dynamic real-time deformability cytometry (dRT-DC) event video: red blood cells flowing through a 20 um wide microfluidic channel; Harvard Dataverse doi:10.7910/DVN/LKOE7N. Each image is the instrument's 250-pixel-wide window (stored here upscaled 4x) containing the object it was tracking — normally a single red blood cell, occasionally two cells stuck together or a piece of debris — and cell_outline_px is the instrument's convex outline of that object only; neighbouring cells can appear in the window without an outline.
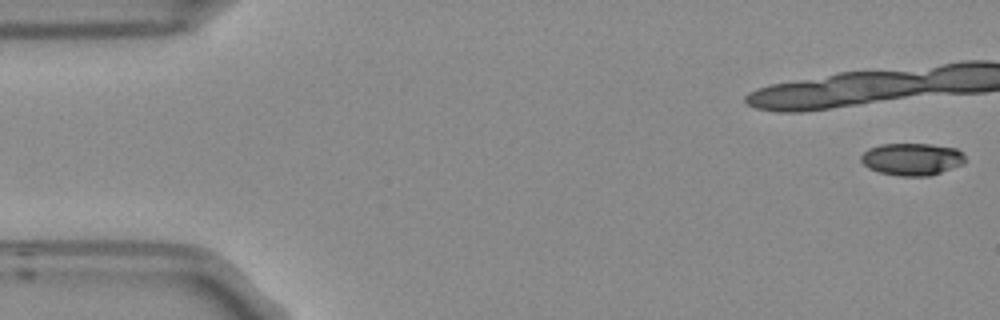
{"species": "Egyptian fruit bat (a non-hibernating species)", "species_latin": "Rousettus aegyptiacus", "temperature_condition": "room temperature", "stored_images_in_passage": 7, "camera_frame_rate_fps": 3000, "um_per_image_px": 0.085, "frame": {"image": 1, "passage_image": 1, "time_ms": 0.0, "image_size_px": [1000, 320], "cell_outline_px": [[968, 160], [964, 164], [928, 176], [900, 176], [880, 172], [868, 168], [860, 160], [860, 156], [868, 148], [880, 144], [932, 144], [956, 148]], "centroid_in_image_um": [77.52, 13.52], "position_along_channel_um": 7.5, "area_um2": 19.65}}
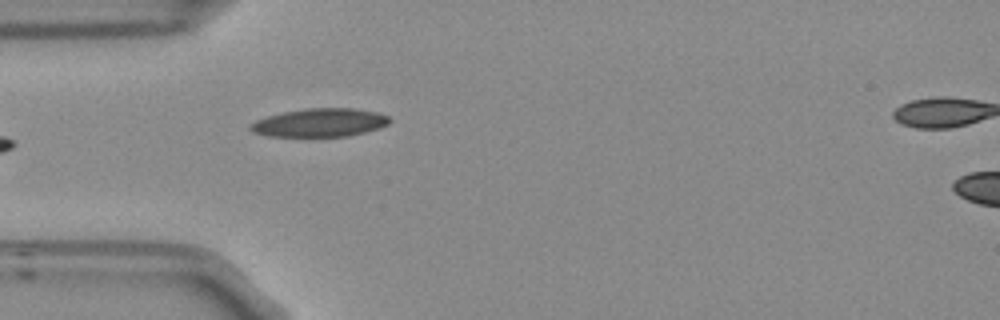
{"frame": {"image": 2, "passage_image": 6, "time_ms": 1.667, "image_size_px": [1000, 320], "cell_outline_px": [[392, 120], [388, 124], [380, 128], [348, 136], [268, 136], [252, 132], [248, 128], [248, 124], [256, 120], [268, 116], [284, 112], [304, 108], [356, 108], [380, 112], [388, 116]], "centroid_in_image_um": [27.2, 10.41], "position_along_channel_um": 57.8, "area_um2": 23.18}}